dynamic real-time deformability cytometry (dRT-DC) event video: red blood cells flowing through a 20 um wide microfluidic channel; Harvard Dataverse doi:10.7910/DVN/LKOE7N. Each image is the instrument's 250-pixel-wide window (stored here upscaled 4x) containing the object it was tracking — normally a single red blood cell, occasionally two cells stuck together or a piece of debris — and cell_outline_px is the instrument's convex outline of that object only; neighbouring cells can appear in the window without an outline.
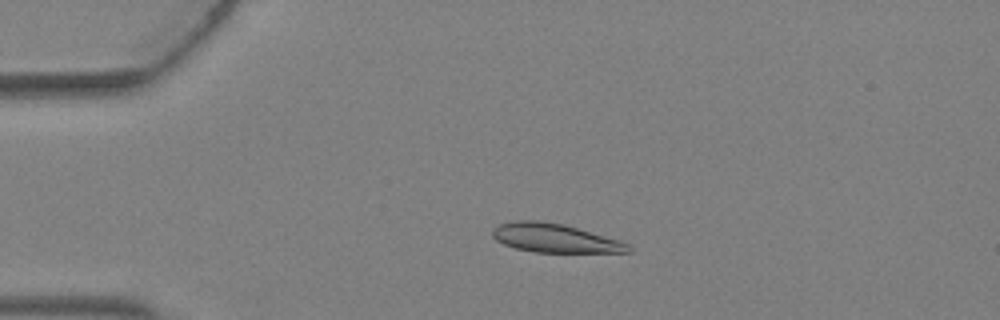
{"species": "Egyptian fruit bat (a non-hibernating species)", "species_latin": "Rousettus aegyptiacus", "temperature_condition": "warm", "stored_images_in_passage": 5, "camera_frame_rate_fps": 3000, "um_per_image_px": 0.085, "animal": {"sex": "female"}, "frame": {"image": 1, "passage_image": 3, "time_ms": 0.667, "image_size_px": [1000, 320], "cell_outline_px": [[632, 252], [536, 252], [516, 248], [504, 244], [496, 240], [492, 236], [492, 228], [500, 224], [512, 220], [540, 220], [564, 224], [620, 240], [628, 244], [632, 248]], "centroid_in_image_um": [47.14, 20.22], "position_along_channel_um": 37.9, "area_um2": 22.83}}
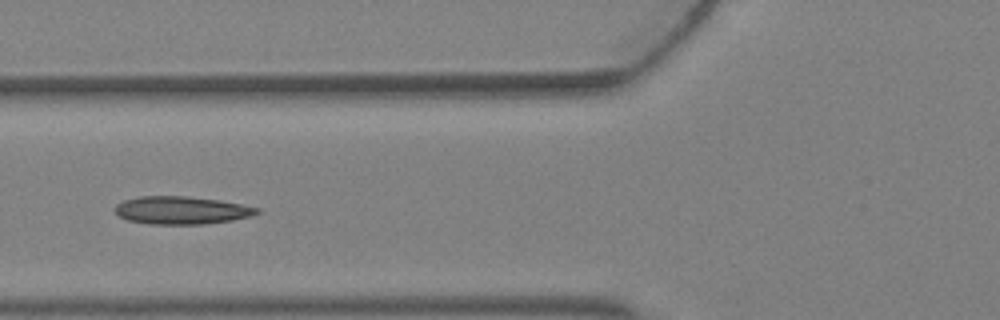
{"frame": {"image": 2, "passage_image": 5, "time_ms": 1.333, "image_size_px": [1000, 320], "cell_outline_px": [[260, 212], [252, 216], [232, 220], [204, 224], [148, 224], [128, 220], [120, 216], [116, 212], [116, 204], [124, 200], [140, 196], [184, 196], [220, 200], [260, 208]], "centroid_in_image_um": [15.45, 17.87], "position_along_channel_um": 110.4, "area_um2": 22.95}}